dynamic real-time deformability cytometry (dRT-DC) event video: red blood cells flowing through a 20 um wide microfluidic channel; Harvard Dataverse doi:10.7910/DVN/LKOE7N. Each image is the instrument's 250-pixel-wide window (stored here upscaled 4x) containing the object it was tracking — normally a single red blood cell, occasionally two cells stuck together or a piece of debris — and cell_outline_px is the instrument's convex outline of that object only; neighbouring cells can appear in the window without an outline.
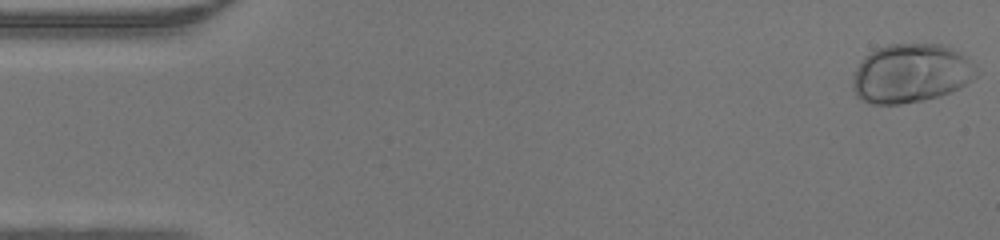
{"species": "human", "species_latin": "Homo sapiens", "temperature_condition": "warm", "stored_images_in_passage": 47, "camera_frame_rate_fps": 3000, "um_per_image_px": 0.085, "donor": {"sex": "male"}, "frame": {"image": 1, "passage_image": 1, "time_ms": 0.0, "image_size_px": [1000, 240], "cell_outline_px": [[980, 72], [972, 80], [960, 88], [940, 96], [924, 100], [900, 104], [868, 104], [860, 100], [856, 96], [852, 88], [852, 80], [856, 68], [864, 56], [876, 48], [888, 44], [944, 44], [960, 52]], "centroid_in_image_um": [77.4, 6.24], "position_along_channel_um": 7.6, "area_um2": 42.89}}
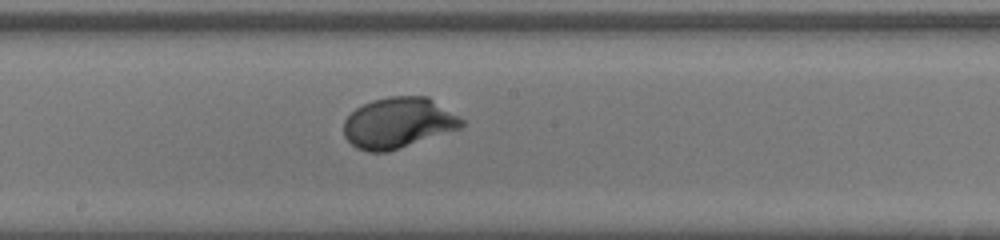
{"frame": {"image": 2, "passage_image": 25, "time_ms": 8.0, "image_size_px": [1000, 240], "cell_outline_px": [[464, 124], [460, 128], [388, 152], [368, 152], [356, 148], [344, 136], [344, 120], [356, 108], [372, 100], [388, 96], [428, 96], [464, 120]], "centroid_in_image_um": [33.83, 10.44], "position_along_channel_um": 214.4, "area_um2": 34.68}}
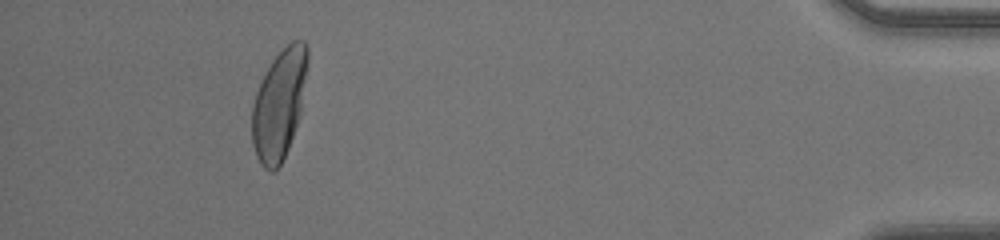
{"frame": {"image": 3, "passage_image": 43, "time_ms": 14.0, "image_size_px": [1000, 240], "cell_outline_px": [[308, 64], [300, 116], [288, 148], [280, 164], [272, 172], [268, 172], [260, 164], [256, 156], [252, 144], [252, 104], [256, 92], [272, 60], [292, 40], [304, 40], [308, 48]], "centroid_in_image_um": [23.73, 8.88], "position_along_channel_um": 411.5, "area_um2": 35.43}}